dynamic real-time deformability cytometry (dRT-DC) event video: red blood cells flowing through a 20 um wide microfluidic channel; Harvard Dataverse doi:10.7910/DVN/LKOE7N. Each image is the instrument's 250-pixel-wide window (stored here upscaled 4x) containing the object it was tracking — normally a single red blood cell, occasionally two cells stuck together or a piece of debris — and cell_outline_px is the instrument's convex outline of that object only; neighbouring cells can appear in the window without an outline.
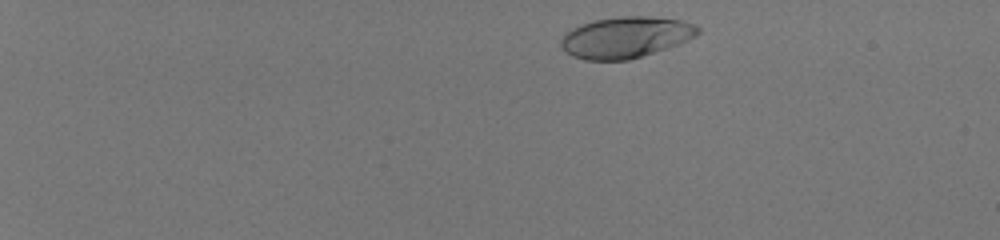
{"species": "human", "species_latin": "Homo sapiens", "temperature_condition": "room temperature", "stored_images_in_passage": 47, "camera_frame_rate_fps": 3000, "um_per_image_px": 0.085, "donor": {"sex": "male"}, "frame": {"image": 1, "passage_image": 3, "time_ms": 0.667, "image_size_px": [1000, 240], "cell_outline_px": [[700, 32], [696, 36], [680, 44], [668, 48], [628, 60], [584, 60], [572, 56], [564, 52], [560, 44], [560, 40], [572, 28], [580, 24], [592, 20], [620, 16], [648, 16], [684, 20], [696, 24], [700, 28]], "centroid_in_image_um": [53.21, 3.16], "position_along_channel_um": 31.8, "area_um2": 33.23}}
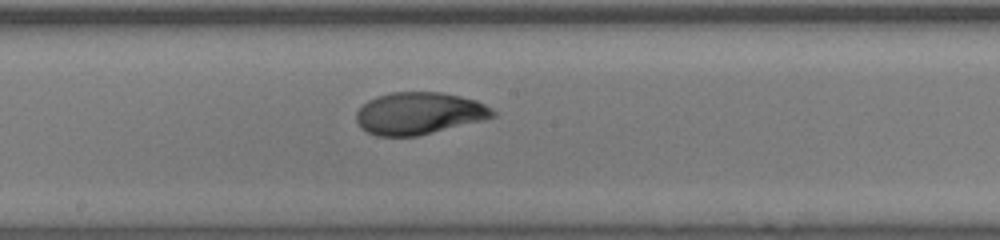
{"frame": {"image": 2, "passage_image": 27, "time_ms": 8.667, "image_size_px": [1000, 240], "cell_outline_px": [[496, 116], [484, 120], [416, 136], [376, 136], [360, 128], [356, 120], [356, 112], [368, 100], [376, 96], [392, 92], [440, 92], [460, 96], [476, 100], [492, 108], [496, 112]], "centroid_in_image_um": [35.62, 9.63], "position_along_channel_um": 212.6, "area_um2": 33.52}}
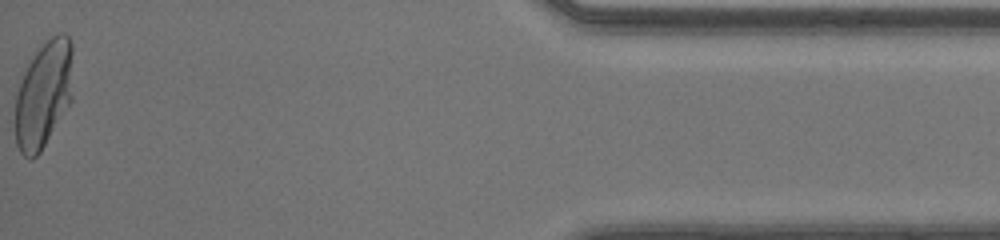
{"frame": {"image": 3, "passage_image": 47, "time_ms": 15.333, "image_size_px": [1000, 240], "cell_outline_px": [[72, 100], [40, 152], [32, 160], [28, 160], [20, 152], [16, 144], [16, 96], [24, 72], [28, 64], [44, 40], [56, 32], [64, 32], [72, 40]], "centroid_in_image_um": [3.73, 7.99], "position_along_channel_um": 431.5, "area_um2": 36.18}, "authors_computed_cell_mechanics": {"area_um2": 33.5818, "velocity_mm_per_s": 4.1236, "shape_relaxation_time_tau1_ms": 4.1039, "shape_relaxation_time_tau2_ms": null, "deformation_change_tau1": 0.209, "deformation_change_tau2": null}}